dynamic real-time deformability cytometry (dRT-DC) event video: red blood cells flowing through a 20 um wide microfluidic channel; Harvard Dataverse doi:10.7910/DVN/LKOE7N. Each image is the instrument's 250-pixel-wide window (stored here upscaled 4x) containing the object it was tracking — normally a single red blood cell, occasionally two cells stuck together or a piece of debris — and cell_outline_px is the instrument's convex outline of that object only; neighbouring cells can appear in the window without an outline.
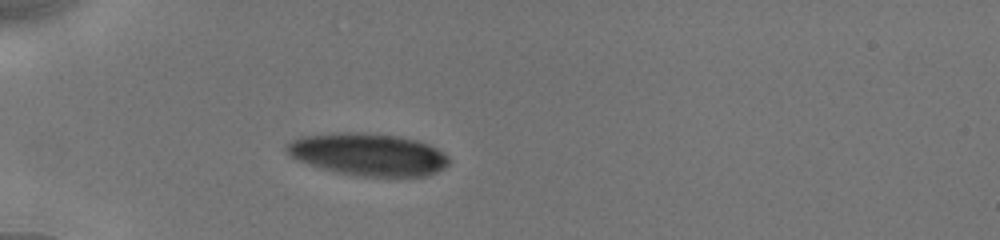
{"species": "human", "species_latin": "Homo sapiens", "temperature_condition": "cold", "stored_images_in_passage": 34, "camera_frame_rate_fps": 3000, "um_per_image_px": 0.085, "donor": {"sex": "male"}, "frame": {"image": 1, "passage_image": 1, "time_ms": 0.0, "image_size_px": [1000, 240], "cell_outline_px": [[448, 164], [444, 168], [428, 176], [360, 176], [336, 172], [320, 168], [296, 160], [284, 148], [284, 144], [300, 136], [336, 132], [364, 132], [400, 136], [416, 140], [428, 144], [444, 152], [448, 156]], "centroid_in_image_um": [31.26, 13.11], "position_along_channel_um": 53.7, "area_um2": 40.34}}
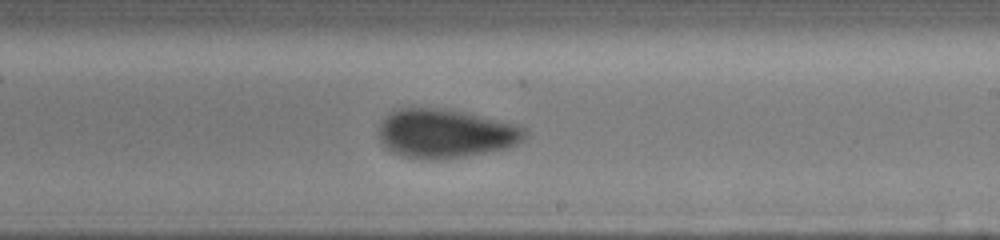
{"frame": {"image": 2, "passage_image": 16, "time_ms": 5.667, "image_size_px": [1000, 240], "cell_outline_px": [[528, 136], [524, 140], [508, 148], [464, 156], [436, 160], [428, 160], [404, 156], [392, 152], [380, 140], [380, 124], [384, 116], [388, 112], [400, 108], [440, 108], [464, 112], [512, 124], [524, 128], [528, 132]], "centroid_in_image_um": [37.85, 11.35], "position_along_channel_um": 251.1, "area_um2": 41.38}}
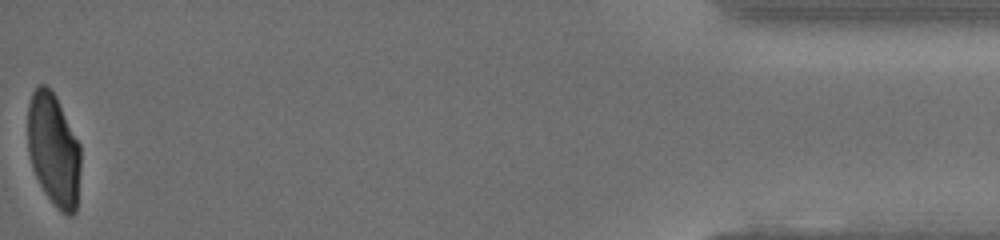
{"frame": {"image": 3, "passage_image": 34, "time_ms": 12.333, "image_size_px": [1000, 240], "cell_outline_px": [[80, 168], [76, 212], [72, 216], [68, 216], [60, 212], [56, 208], [44, 192], [32, 168], [28, 152], [28, 104], [32, 92], [40, 84], [48, 84], [56, 96], [80, 144]], "centroid_in_image_um": [4.56, 12.74], "position_along_channel_um": 430.6, "area_um2": 35.14}, "authors_computed_cell_mechanics": {"area_um2": 40.4889, "velocity_mm_per_s": 3.8806, "shape_relaxation_time_tau1_ms": 3.8171, "shape_relaxation_time_tau2_ms": 1.1744, "deformation_change_tau1": 0.1313, "deformation_change_tau2": 0.0585}}